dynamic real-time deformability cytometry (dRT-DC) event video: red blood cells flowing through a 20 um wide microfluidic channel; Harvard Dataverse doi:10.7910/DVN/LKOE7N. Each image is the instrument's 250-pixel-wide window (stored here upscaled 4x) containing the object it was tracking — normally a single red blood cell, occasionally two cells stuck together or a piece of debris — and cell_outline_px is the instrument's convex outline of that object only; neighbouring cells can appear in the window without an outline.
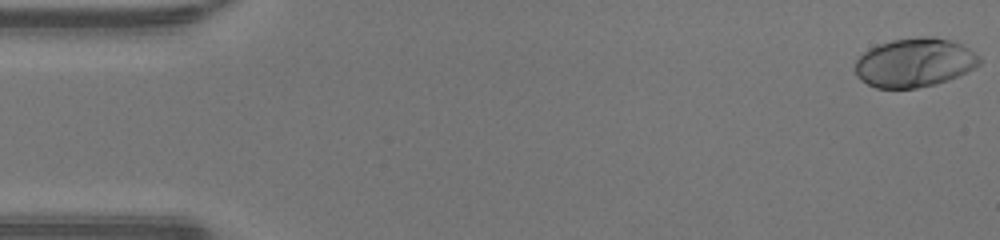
{"species": "human", "species_latin": "Homo sapiens", "temperature_condition": "warm", "stored_images_in_passage": 48, "camera_frame_rate_fps": 3000, "um_per_image_px": 0.085, "donor": {"sex": "male"}, "frame": {"image": 1, "passage_image": 1, "time_ms": 0.0, "image_size_px": [1000, 240], "cell_outline_px": [[980, 64], [976, 68], [936, 84], [916, 88], [876, 88], [860, 80], [856, 76], [856, 60], [868, 48], [892, 40], [920, 36], [932, 36], [948, 40], [960, 44], [968, 48], [980, 56]], "centroid_in_image_um": [77.73, 5.32], "position_along_channel_um": 7.3, "area_um2": 35.37}}
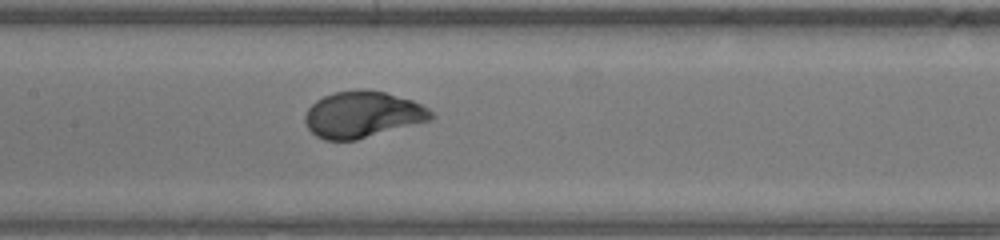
{"frame": {"image": 2, "passage_image": 23, "time_ms": 7.333, "image_size_px": [1000, 240], "cell_outline_px": [[436, 116], [432, 120], [356, 140], [324, 140], [316, 136], [308, 128], [304, 120], [304, 116], [308, 108], [316, 100], [324, 96], [336, 92], [364, 88], [384, 92], [412, 100], [428, 108]], "centroid_in_image_um": [30.82, 9.73], "position_along_channel_um": 176.6, "area_um2": 34.16}}
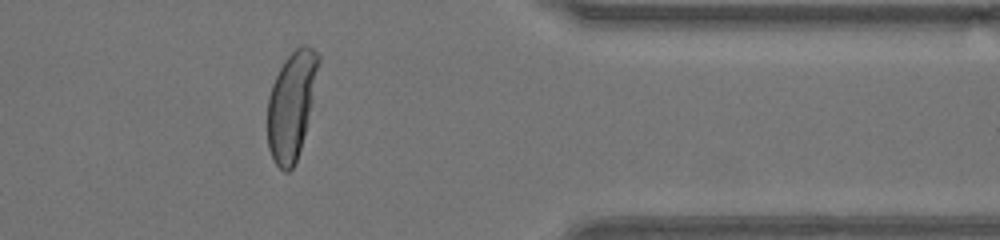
{"frame": {"image": 3, "passage_image": 39, "time_ms": 12.667, "image_size_px": [1000, 240], "cell_outline_px": [[320, 60], [312, 100], [300, 148], [296, 160], [292, 168], [288, 172], [284, 172], [276, 164], [268, 148], [268, 96], [272, 84], [284, 60], [300, 44], [308, 44], [320, 56]], "centroid_in_image_um": [24.76, 8.9], "position_along_channel_um": 386.6, "area_um2": 31.44}, "authors_computed_cell_mechanics": {"area_um2": 34.2465, "velocity_mm_per_s": 4.299, "shape_relaxation_time_tau1_ms": 2.4145, "shape_relaxation_time_tau2_ms": null, "deformation_change_tau1": 0.1979, "deformation_change_tau2": null}}